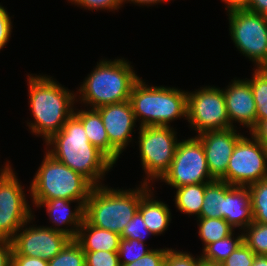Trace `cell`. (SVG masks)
Wrapping results in <instances>:
<instances>
[{
    "instance_id": "25",
    "label": "cell",
    "mask_w": 267,
    "mask_h": 266,
    "mask_svg": "<svg viewBox=\"0 0 267 266\" xmlns=\"http://www.w3.org/2000/svg\"><path fill=\"white\" fill-rule=\"evenodd\" d=\"M250 83L256 103V125L267 119V68H254Z\"/></svg>"
},
{
    "instance_id": "3",
    "label": "cell",
    "mask_w": 267,
    "mask_h": 266,
    "mask_svg": "<svg viewBox=\"0 0 267 266\" xmlns=\"http://www.w3.org/2000/svg\"><path fill=\"white\" fill-rule=\"evenodd\" d=\"M136 73L125 58L102 59L81 82L76 97L90 109L128 101L133 86L140 79Z\"/></svg>"
},
{
    "instance_id": "37",
    "label": "cell",
    "mask_w": 267,
    "mask_h": 266,
    "mask_svg": "<svg viewBox=\"0 0 267 266\" xmlns=\"http://www.w3.org/2000/svg\"><path fill=\"white\" fill-rule=\"evenodd\" d=\"M6 8L0 4V51L6 47L11 38L12 21Z\"/></svg>"
},
{
    "instance_id": "26",
    "label": "cell",
    "mask_w": 267,
    "mask_h": 266,
    "mask_svg": "<svg viewBox=\"0 0 267 266\" xmlns=\"http://www.w3.org/2000/svg\"><path fill=\"white\" fill-rule=\"evenodd\" d=\"M223 205V180L205 183L202 209L198 218H218Z\"/></svg>"
},
{
    "instance_id": "28",
    "label": "cell",
    "mask_w": 267,
    "mask_h": 266,
    "mask_svg": "<svg viewBox=\"0 0 267 266\" xmlns=\"http://www.w3.org/2000/svg\"><path fill=\"white\" fill-rule=\"evenodd\" d=\"M243 242L257 255H267V224L252 222L243 230Z\"/></svg>"
},
{
    "instance_id": "18",
    "label": "cell",
    "mask_w": 267,
    "mask_h": 266,
    "mask_svg": "<svg viewBox=\"0 0 267 266\" xmlns=\"http://www.w3.org/2000/svg\"><path fill=\"white\" fill-rule=\"evenodd\" d=\"M76 202V208L71 210V203ZM41 207L46 208L50 220L49 222L53 224L50 226L51 229L64 233L71 239L76 238L78 230L82 226L85 214L84 205L80 201L57 198L42 202L38 206V209ZM54 225L55 227H53Z\"/></svg>"
},
{
    "instance_id": "8",
    "label": "cell",
    "mask_w": 267,
    "mask_h": 266,
    "mask_svg": "<svg viewBox=\"0 0 267 266\" xmlns=\"http://www.w3.org/2000/svg\"><path fill=\"white\" fill-rule=\"evenodd\" d=\"M229 35L240 53L257 68H267V16L246 9L227 12Z\"/></svg>"
},
{
    "instance_id": "16",
    "label": "cell",
    "mask_w": 267,
    "mask_h": 266,
    "mask_svg": "<svg viewBox=\"0 0 267 266\" xmlns=\"http://www.w3.org/2000/svg\"><path fill=\"white\" fill-rule=\"evenodd\" d=\"M231 82L223 89L230 125L237 127L233 123H240L250 132L256 126L257 111L250 83L247 78Z\"/></svg>"
},
{
    "instance_id": "21",
    "label": "cell",
    "mask_w": 267,
    "mask_h": 266,
    "mask_svg": "<svg viewBox=\"0 0 267 266\" xmlns=\"http://www.w3.org/2000/svg\"><path fill=\"white\" fill-rule=\"evenodd\" d=\"M151 188L140 200L138 211L141 213L148 230L154 236L165 233L172 219L169 206L158 199H154Z\"/></svg>"
},
{
    "instance_id": "29",
    "label": "cell",
    "mask_w": 267,
    "mask_h": 266,
    "mask_svg": "<svg viewBox=\"0 0 267 266\" xmlns=\"http://www.w3.org/2000/svg\"><path fill=\"white\" fill-rule=\"evenodd\" d=\"M48 266H86L85 253L80 245L71 239L51 260Z\"/></svg>"
},
{
    "instance_id": "1",
    "label": "cell",
    "mask_w": 267,
    "mask_h": 266,
    "mask_svg": "<svg viewBox=\"0 0 267 266\" xmlns=\"http://www.w3.org/2000/svg\"><path fill=\"white\" fill-rule=\"evenodd\" d=\"M44 143L48 154L81 174L93 186L104 185L101 181L113 168L114 163L89 142L82 122L74 114Z\"/></svg>"
},
{
    "instance_id": "20",
    "label": "cell",
    "mask_w": 267,
    "mask_h": 266,
    "mask_svg": "<svg viewBox=\"0 0 267 266\" xmlns=\"http://www.w3.org/2000/svg\"><path fill=\"white\" fill-rule=\"evenodd\" d=\"M120 239L119 234L90 225L84 219L74 240L83 251L118 252Z\"/></svg>"
},
{
    "instance_id": "6",
    "label": "cell",
    "mask_w": 267,
    "mask_h": 266,
    "mask_svg": "<svg viewBox=\"0 0 267 266\" xmlns=\"http://www.w3.org/2000/svg\"><path fill=\"white\" fill-rule=\"evenodd\" d=\"M44 155L28 191L34 206L57 198L80 201L85 206L93 185L47 152Z\"/></svg>"
},
{
    "instance_id": "36",
    "label": "cell",
    "mask_w": 267,
    "mask_h": 266,
    "mask_svg": "<svg viewBox=\"0 0 267 266\" xmlns=\"http://www.w3.org/2000/svg\"><path fill=\"white\" fill-rule=\"evenodd\" d=\"M170 248L152 249L138 260L123 266H164L167 252Z\"/></svg>"
},
{
    "instance_id": "43",
    "label": "cell",
    "mask_w": 267,
    "mask_h": 266,
    "mask_svg": "<svg viewBox=\"0 0 267 266\" xmlns=\"http://www.w3.org/2000/svg\"><path fill=\"white\" fill-rule=\"evenodd\" d=\"M122 4H125V2H130V4H135L141 7L142 6H153V5H157L158 3H164V2H168L170 0H121Z\"/></svg>"
},
{
    "instance_id": "19",
    "label": "cell",
    "mask_w": 267,
    "mask_h": 266,
    "mask_svg": "<svg viewBox=\"0 0 267 266\" xmlns=\"http://www.w3.org/2000/svg\"><path fill=\"white\" fill-rule=\"evenodd\" d=\"M73 114L82 122L89 142L116 164L121 154L110 144L100 114L90 108L87 110L74 108Z\"/></svg>"
},
{
    "instance_id": "17",
    "label": "cell",
    "mask_w": 267,
    "mask_h": 266,
    "mask_svg": "<svg viewBox=\"0 0 267 266\" xmlns=\"http://www.w3.org/2000/svg\"><path fill=\"white\" fill-rule=\"evenodd\" d=\"M220 217L242 231L253 222L251 195L247 186H231L223 181V205Z\"/></svg>"
},
{
    "instance_id": "5",
    "label": "cell",
    "mask_w": 267,
    "mask_h": 266,
    "mask_svg": "<svg viewBox=\"0 0 267 266\" xmlns=\"http://www.w3.org/2000/svg\"><path fill=\"white\" fill-rule=\"evenodd\" d=\"M129 101L136 121L144 126H171L187 120V91L175 87L149 86L140 78L133 86Z\"/></svg>"
},
{
    "instance_id": "9",
    "label": "cell",
    "mask_w": 267,
    "mask_h": 266,
    "mask_svg": "<svg viewBox=\"0 0 267 266\" xmlns=\"http://www.w3.org/2000/svg\"><path fill=\"white\" fill-rule=\"evenodd\" d=\"M9 162L0 170V238L12 240L34 214Z\"/></svg>"
},
{
    "instance_id": "45",
    "label": "cell",
    "mask_w": 267,
    "mask_h": 266,
    "mask_svg": "<svg viewBox=\"0 0 267 266\" xmlns=\"http://www.w3.org/2000/svg\"><path fill=\"white\" fill-rule=\"evenodd\" d=\"M199 266H222L221 264H213L205 261H201Z\"/></svg>"
},
{
    "instance_id": "24",
    "label": "cell",
    "mask_w": 267,
    "mask_h": 266,
    "mask_svg": "<svg viewBox=\"0 0 267 266\" xmlns=\"http://www.w3.org/2000/svg\"><path fill=\"white\" fill-rule=\"evenodd\" d=\"M198 236L203 242V249L210 243L226 238L235 229L223 218H197Z\"/></svg>"
},
{
    "instance_id": "40",
    "label": "cell",
    "mask_w": 267,
    "mask_h": 266,
    "mask_svg": "<svg viewBox=\"0 0 267 266\" xmlns=\"http://www.w3.org/2000/svg\"><path fill=\"white\" fill-rule=\"evenodd\" d=\"M267 149V119L259 122L250 132Z\"/></svg>"
},
{
    "instance_id": "34",
    "label": "cell",
    "mask_w": 267,
    "mask_h": 266,
    "mask_svg": "<svg viewBox=\"0 0 267 266\" xmlns=\"http://www.w3.org/2000/svg\"><path fill=\"white\" fill-rule=\"evenodd\" d=\"M202 261L201 256H195L186 251L170 248L167 252L164 266H199Z\"/></svg>"
},
{
    "instance_id": "13",
    "label": "cell",
    "mask_w": 267,
    "mask_h": 266,
    "mask_svg": "<svg viewBox=\"0 0 267 266\" xmlns=\"http://www.w3.org/2000/svg\"><path fill=\"white\" fill-rule=\"evenodd\" d=\"M34 217L35 215L15 234L12 239L13 250L19 255L40 257L48 262L65 247L71 238L49 226L33 224L28 227L31 221H34Z\"/></svg>"
},
{
    "instance_id": "12",
    "label": "cell",
    "mask_w": 267,
    "mask_h": 266,
    "mask_svg": "<svg viewBox=\"0 0 267 266\" xmlns=\"http://www.w3.org/2000/svg\"><path fill=\"white\" fill-rule=\"evenodd\" d=\"M250 135L236 143L226 174L220 179L231 186H249L267 178V149Z\"/></svg>"
},
{
    "instance_id": "27",
    "label": "cell",
    "mask_w": 267,
    "mask_h": 266,
    "mask_svg": "<svg viewBox=\"0 0 267 266\" xmlns=\"http://www.w3.org/2000/svg\"><path fill=\"white\" fill-rule=\"evenodd\" d=\"M247 187L251 195L253 222L267 224V178Z\"/></svg>"
},
{
    "instance_id": "38",
    "label": "cell",
    "mask_w": 267,
    "mask_h": 266,
    "mask_svg": "<svg viewBox=\"0 0 267 266\" xmlns=\"http://www.w3.org/2000/svg\"><path fill=\"white\" fill-rule=\"evenodd\" d=\"M11 266H48V262L40 257L19 255L13 250Z\"/></svg>"
},
{
    "instance_id": "35",
    "label": "cell",
    "mask_w": 267,
    "mask_h": 266,
    "mask_svg": "<svg viewBox=\"0 0 267 266\" xmlns=\"http://www.w3.org/2000/svg\"><path fill=\"white\" fill-rule=\"evenodd\" d=\"M71 4L80 6L81 8L88 10H107V11H115L123 7L121 0H68Z\"/></svg>"
},
{
    "instance_id": "30",
    "label": "cell",
    "mask_w": 267,
    "mask_h": 266,
    "mask_svg": "<svg viewBox=\"0 0 267 266\" xmlns=\"http://www.w3.org/2000/svg\"><path fill=\"white\" fill-rule=\"evenodd\" d=\"M145 246L146 244L142 241L121 238L118 249L120 266L132 263L152 250Z\"/></svg>"
},
{
    "instance_id": "33",
    "label": "cell",
    "mask_w": 267,
    "mask_h": 266,
    "mask_svg": "<svg viewBox=\"0 0 267 266\" xmlns=\"http://www.w3.org/2000/svg\"><path fill=\"white\" fill-rule=\"evenodd\" d=\"M86 266H120L118 252L84 251Z\"/></svg>"
},
{
    "instance_id": "31",
    "label": "cell",
    "mask_w": 267,
    "mask_h": 266,
    "mask_svg": "<svg viewBox=\"0 0 267 266\" xmlns=\"http://www.w3.org/2000/svg\"><path fill=\"white\" fill-rule=\"evenodd\" d=\"M149 235L154 236L153 233L148 230L139 211H137L134 217L125 225V228L120 234L122 239H136L144 243Z\"/></svg>"
},
{
    "instance_id": "2",
    "label": "cell",
    "mask_w": 267,
    "mask_h": 266,
    "mask_svg": "<svg viewBox=\"0 0 267 266\" xmlns=\"http://www.w3.org/2000/svg\"><path fill=\"white\" fill-rule=\"evenodd\" d=\"M27 83L30 111L34 118L27 122V126L33 135L41 136L46 142L62 129L74 112V104L79 101L74 91L48 75L28 74Z\"/></svg>"
},
{
    "instance_id": "23",
    "label": "cell",
    "mask_w": 267,
    "mask_h": 266,
    "mask_svg": "<svg viewBox=\"0 0 267 266\" xmlns=\"http://www.w3.org/2000/svg\"><path fill=\"white\" fill-rule=\"evenodd\" d=\"M240 233L241 234L238 233V236L234 237L235 233L233 232L226 238L207 245L202 249V261L221 264L243 242V232L241 231Z\"/></svg>"
},
{
    "instance_id": "7",
    "label": "cell",
    "mask_w": 267,
    "mask_h": 266,
    "mask_svg": "<svg viewBox=\"0 0 267 266\" xmlns=\"http://www.w3.org/2000/svg\"><path fill=\"white\" fill-rule=\"evenodd\" d=\"M138 146L142 170L145 172L143 183L153 185L169 170L180 140L177 132L169 126L139 127Z\"/></svg>"
},
{
    "instance_id": "39",
    "label": "cell",
    "mask_w": 267,
    "mask_h": 266,
    "mask_svg": "<svg viewBox=\"0 0 267 266\" xmlns=\"http://www.w3.org/2000/svg\"><path fill=\"white\" fill-rule=\"evenodd\" d=\"M12 240L0 238V266L12 265Z\"/></svg>"
},
{
    "instance_id": "41",
    "label": "cell",
    "mask_w": 267,
    "mask_h": 266,
    "mask_svg": "<svg viewBox=\"0 0 267 266\" xmlns=\"http://www.w3.org/2000/svg\"><path fill=\"white\" fill-rule=\"evenodd\" d=\"M246 10L267 16V0H249Z\"/></svg>"
},
{
    "instance_id": "42",
    "label": "cell",
    "mask_w": 267,
    "mask_h": 266,
    "mask_svg": "<svg viewBox=\"0 0 267 266\" xmlns=\"http://www.w3.org/2000/svg\"><path fill=\"white\" fill-rule=\"evenodd\" d=\"M225 2L226 11L246 9L249 0H221Z\"/></svg>"
},
{
    "instance_id": "22",
    "label": "cell",
    "mask_w": 267,
    "mask_h": 266,
    "mask_svg": "<svg viewBox=\"0 0 267 266\" xmlns=\"http://www.w3.org/2000/svg\"><path fill=\"white\" fill-rule=\"evenodd\" d=\"M176 189L174 203L184 214L200 216L204 201L205 183L185 185Z\"/></svg>"
},
{
    "instance_id": "15",
    "label": "cell",
    "mask_w": 267,
    "mask_h": 266,
    "mask_svg": "<svg viewBox=\"0 0 267 266\" xmlns=\"http://www.w3.org/2000/svg\"><path fill=\"white\" fill-rule=\"evenodd\" d=\"M95 110L101 116L110 144L122 154L133 140L134 127L137 128L130 101L104 105Z\"/></svg>"
},
{
    "instance_id": "11",
    "label": "cell",
    "mask_w": 267,
    "mask_h": 266,
    "mask_svg": "<svg viewBox=\"0 0 267 266\" xmlns=\"http://www.w3.org/2000/svg\"><path fill=\"white\" fill-rule=\"evenodd\" d=\"M187 120L198 134L231 128L223 88L208 85L187 92Z\"/></svg>"
},
{
    "instance_id": "32",
    "label": "cell",
    "mask_w": 267,
    "mask_h": 266,
    "mask_svg": "<svg viewBox=\"0 0 267 266\" xmlns=\"http://www.w3.org/2000/svg\"><path fill=\"white\" fill-rule=\"evenodd\" d=\"M255 253L242 242L230 255L224 260L222 266H252Z\"/></svg>"
},
{
    "instance_id": "44",
    "label": "cell",
    "mask_w": 267,
    "mask_h": 266,
    "mask_svg": "<svg viewBox=\"0 0 267 266\" xmlns=\"http://www.w3.org/2000/svg\"><path fill=\"white\" fill-rule=\"evenodd\" d=\"M252 266H267V255H255Z\"/></svg>"
},
{
    "instance_id": "4",
    "label": "cell",
    "mask_w": 267,
    "mask_h": 266,
    "mask_svg": "<svg viewBox=\"0 0 267 266\" xmlns=\"http://www.w3.org/2000/svg\"><path fill=\"white\" fill-rule=\"evenodd\" d=\"M152 188L142 183L135 189L93 186L84 206V219L93 226L121 234L138 211L141 198Z\"/></svg>"
},
{
    "instance_id": "10",
    "label": "cell",
    "mask_w": 267,
    "mask_h": 266,
    "mask_svg": "<svg viewBox=\"0 0 267 266\" xmlns=\"http://www.w3.org/2000/svg\"><path fill=\"white\" fill-rule=\"evenodd\" d=\"M160 180L173 188L215 180L209 172L203 145L196 136L179 141L170 168Z\"/></svg>"
},
{
    "instance_id": "14",
    "label": "cell",
    "mask_w": 267,
    "mask_h": 266,
    "mask_svg": "<svg viewBox=\"0 0 267 266\" xmlns=\"http://www.w3.org/2000/svg\"><path fill=\"white\" fill-rule=\"evenodd\" d=\"M238 132V133H237ZM236 127L209 130L196 137L201 141L211 176L220 180L225 174L236 143L243 137Z\"/></svg>"
}]
</instances>
